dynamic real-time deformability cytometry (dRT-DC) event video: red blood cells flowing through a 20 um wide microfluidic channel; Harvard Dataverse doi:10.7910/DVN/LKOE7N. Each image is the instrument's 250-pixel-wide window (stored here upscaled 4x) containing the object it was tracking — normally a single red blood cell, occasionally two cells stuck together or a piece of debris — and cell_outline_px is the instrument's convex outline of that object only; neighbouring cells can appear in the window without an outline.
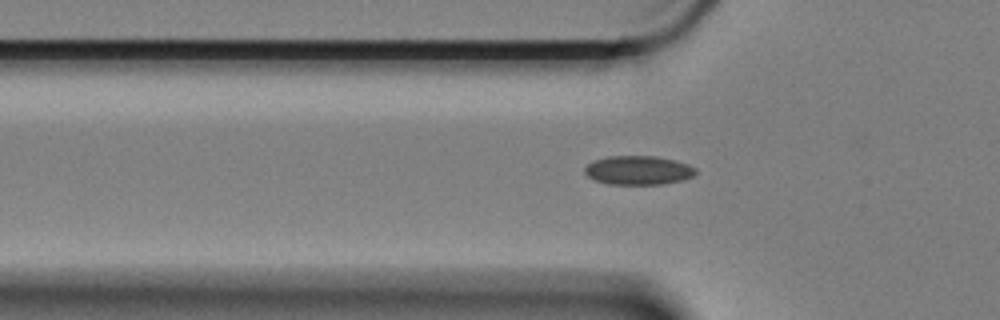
{"species": "Egyptian fruit bat (a non-hibernating species)", "species_latin": "Rousettus aegyptiacus", "temperature_condition": "cold", "stored_images_in_passage": 36, "camera_frame_rate_fps": 3000, "um_per_image_px": 0.085, "animal": {"sex": "female"}, "frame": {"image": 1, "passage_image": 2, "time_ms": 0.333, "image_size_px": [1000, 320], "cell_outline_px": [[696, 172], [692, 176], [680, 180], [664, 184], [608, 184], [592, 180], [584, 172], [584, 168], [588, 164], [596, 160], [608, 156], [656, 156], [676, 160], [688, 164], [696, 168]], "centroid_in_image_um": [54.24, 14.47], "position_along_channel_um": 71.6, "area_um2": 18.73}}
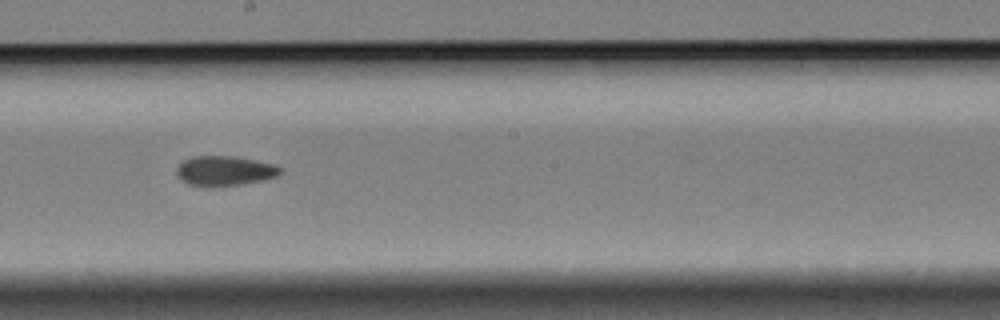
{"frame": {"image": 2, "passage_image": 16, "time_ms": 5.0, "image_size_px": [1000, 320], "cell_outline_px": [[284, 168], [276, 176], [264, 180], [240, 184], [204, 188], [188, 184], [180, 180], [176, 172], [176, 168], [184, 160], [192, 156], [232, 156], [276, 164]], "centroid_in_image_um": [19.07, 14.53], "position_along_channel_um": 229.1, "area_um2": 18.26}}
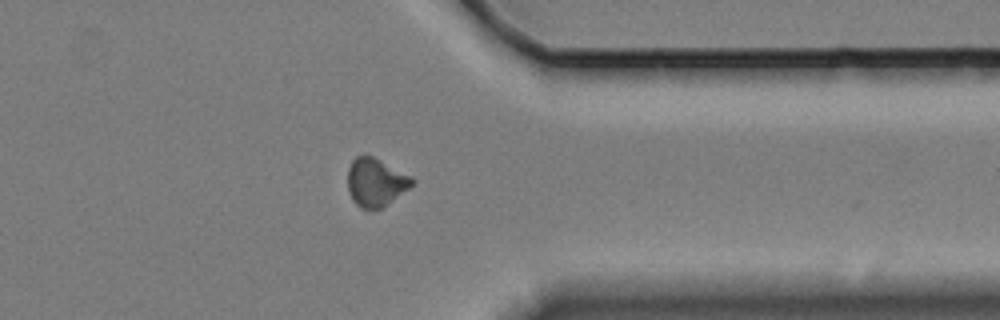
{"frame": {"image": 3, "passage_image": 30, "time_ms": 9.667, "image_size_px": [1000, 320], "cell_outline_px": [[416, 180], [408, 188], [384, 208], [360, 208], [352, 200], [348, 192], [348, 168], [352, 160], [356, 156], [372, 156], [412, 176]], "centroid_in_image_um": [31.93, 15.5], "position_along_channel_um": 379.5, "area_um2": 18.03}, "authors_computed_cell_mechanics": {"area_um2": 18.0047, "velocity_mm_per_s": 3.3552, "shape_relaxation_time_tau1_ms": null, "shape_relaxation_time_tau2_ms": 4.6081, "deformation_change_tau1": null, "deformation_change_tau2": 0.0773}}